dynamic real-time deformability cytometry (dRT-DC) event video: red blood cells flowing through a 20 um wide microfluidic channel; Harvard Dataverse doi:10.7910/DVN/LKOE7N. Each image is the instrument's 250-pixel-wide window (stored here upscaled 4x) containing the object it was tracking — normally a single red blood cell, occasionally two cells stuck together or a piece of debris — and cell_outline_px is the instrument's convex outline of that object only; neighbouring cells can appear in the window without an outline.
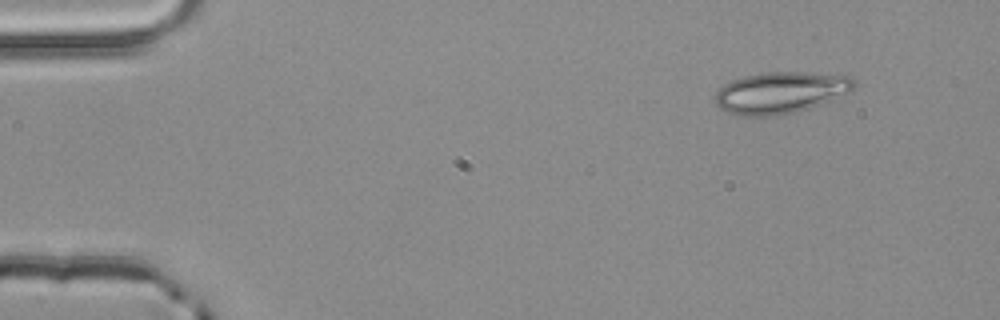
{"species": "common noctule bat (a hibernating species)", "species_latin": "Nyctalus noctula", "temperature_condition": "room temperature", "stored_images_in_passage": 3, "camera_frame_rate_fps": 3000, "um_per_image_px": 0.085, "animal": {"sex": "male", "body_mass_g": 20.4}, "frame": {"image": 1, "passage_image": 1, "time_ms": 0.0, "image_size_px": [1000, 320], "cell_outline_px": [[856, 84], [852, 92], [832, 100], [796, 112], [776, 116], [744, 116], [728, 112], [720, 108], [716, 104], [716, 92], [724, 84], [732, 80], [744, 76], [764, 72], [808, 72], [852, 76], [856, 80]], "centroid_in_image_um": [66.4, 7.86], "position_along_channel_um": 18.6, "area_um2": 33.93}}